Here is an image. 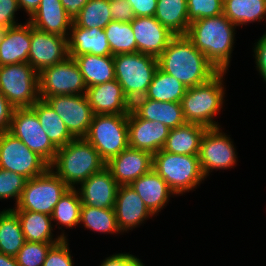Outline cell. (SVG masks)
<instances>
[{
    "instance_id": "obj_26",
    "label": "cell",
    "mask_w": 266,
    "mask_h": 266,
    "mask_svg": "<svg viewBox=\"0 0 266 266\" xmlns=\"http://www.w3.org/2000/svg\"><path fill=\"white\" fill-rule=\"evenodd\" d=\"M130 187L139 195L153 215H157L161 209L165 208L169 198L176 195L167 182L153 169L134 180Z\"/></svg>"
},
{
    "instance_id": "obj_14",
    "label": "cell",
    "mask_w": 266,
    "mask_h": 266,
    "mask_svg": "<svg viewBox=\"0 0 266 266\" xmlns=\"http://www.w3.org/2000/svg\"><path fill=\"white\" fill-rule=\"evenodd\" d=\"M45 100L62 119L74 138L86 136L94 114L85 94L54 95Z\"/></svg>"
},
{
    "instance_id": "obj_7",
    "label": "cell",
    "mask_w": 266,
    "mask_h": 266,
    "mask_svg": "<svg viewBox=\"0 0 266 266\" xmlns=\"http://www.w3.org/2000/svg\"><path fill=\"white\" fill-rule=\"evenodd\" d=\"M107 163L126 150L128 145V115L95 114L84 137Z\"/></svg>"
},
{
    "instance_id": "obj_1",
    "label": "cell",
    "mask_w": 266,
    "mask_h": 266,
    "mask_svg": "<svg viewBox=\"0 0 266 266\" xmlns=\"http://www.w3.org/2000/svg\"><path fill=\"white\" fill-rule=\"evenodd\" d=\"M157 59L158 67L186 88L205 83L219 72L185 35L174 36Z\"/></svg>"
},
{
    "instance_id": "obj_23",
    "label": "cell",
    "mask_w": 266,
    "mask_h": 266,
    "mask_svg": "<svg viewBox=\"0 0 266 266\" xmlns=\"http://www.w3.org/2000/svg\"><path fill=\"white\" fill-rule=\"evenodd\" d=\"M26 22L5 29L0 40V66L28 63L31 24Z\"/></svg>"
},
{
    "instance_id": "obj_50",
    "label": "cell",
    "mask_w": 266,
    "mask_h": 266,
    "mask_svg": "<svg viewBox=\"0 0 266 266\" xmlns=\"http://www.w3.org/2000/svg\"><path fill=\"white\" fill-rule=\"evenodd\" d=\"M41 0H18L20 9H24L29 18L34 14L38 9Z\"/></svg>"
},
{
    "instance_id": "obj_35",
    "label": "cell",
    "mask_w": 266,
    "mask_h": 266,
    "mask_svg": "<svg viewBox=\"0 0 266 266\" xmlns=\"http://www.w3.org/2000/svg\"><path fill=\"white\" fill-rule=\"evenodd\" d=\"M79 224H83L85 229L98 233H122L117 224L114 208H96L81 205Z\"/></svg>"
},
{
    "instance_id": "obj_40",
    "label": "cell",
    "mask_w": 266,
    "mask_h": 266,
    "mask_svg": "<svg viewBox=\"0 0 266 266\" xmlns=\"http://www.w3.org/2000/svg\"><path fill=\"white\" fill-rule=\"evenodd\" d=\"M27 180L18 173L0 168V200L15 199L16 206Z\"/></svg>"
},
{
    "instance_id": "obj_32",
    "label": "cell",
    "mask_w": 266,
    "mask_h": 266,
    "mask_svg": "<svg viewBox=\"0 0 266 266\" xmlns=\"http://www.w3.org/2000/svg\"><path fill=\"white\" fill-rule=\"evenodd\" d=\"M223 14L239 27L251 22H261L266 20V0H224Z\"/></svg>"
},
{
    "instance_id": "obj_48",
    "label": "cell",
    "mask_w": 266,
    "mask_h": 266,
    "mask_svg": "<svg viewBox=\"0 0 266 266\" xmlns=\"http://www.w3.org/2000/svg\"><path fill=\"white\" fill-rule=\"evenodd\" d=\"M14 110L15 108L0 93V132L9 130Z\"/></svg>"
},
{
    "instance_id": "obj_10",
    "label": "cell",
    "mask_w": 266,
    "mask_h": 266,
    "mask_svg": "<svg viewBox=\"0 0 266 266\" xmlns=\"http://www.w3.org/2000/svg\"><path fill=\"white\" fill-rule=\"evenodd\" d=\"M0 168L18 173L28 180L44 174L49 164L10 132H0Z\"/></svg>"
},
{
    "instance_id": "obj_19",
    "label": "cell",
    "mask_w": 266,
    "mask_h": 266,
    "mask_svg": "<svg viewBox=\"0 0 266 266\" xmlns=\"http://www.w3.org/2000/svg\"><path fill=\"white\" fill-rule=\"evenodd\" d=\"M85 95L94 115H128L131 110V102L116 79L88 87Z\"/></svg>"
},
{
    "instance_id": "obj_5",
    "label": "cell",
    "mask_w": 266,
    "mask_h": 266,
    "mask_svg": "<svg viewBox=\"0 0 266 266\" xmlns=\"http://www.w3.org/2000/svg\"><path fill=\"white\" fill-rule=\"evenodd\" d=\"M152 169L176 195L194 190L206 178L198 156L173 154L163 149L153 154Z\"/></svg>"
},
{
    "instance_id": "obj_20",
    "label": "cell",
    "mask_w": 266,
    "mask_h": 266,
    "mask_svg": "<svg viewBox=\"0 0 266 266\" xmlns=\"http://www.w3.org/2000/svg\"><path fill=\"white\" fill-rule=\"evenodd\" d=\"M119 185L105 167L101 172L91 175L80 184L79 192L82 205L96 208H114Z\"/></svg>"
},
{
    "instance_id": "obj_24",
    "label": "cell",
    "mask_w": 266,
    "mask_h": 266,
    "mask_svg": "<svg viewBox=\"0 0 266 266\" xmlns=\"http://www.w3.org/2000/svg\"><path fill=\"white\" fill-rule=\"evenodd\" d=\"M131 110L139 117L163 123L169 129L177 128L186 123L181 103L159 102L140 97L131 103Z\"/></svg>"
},
{
    "instance_id": "obj_31",
    "label": "cell",
    "mask_w": 266,
    "mask_h": 266,
    "mask_svg": "<svg viewBox=\"0 0 266 266\" xmlns=\"http://www.w3.org/2000/svg\"><path fill=\"white\" fill-rule=\"evenodd\" d=\"M154 17L175 36L186 35L190 25L187 0H157Z\"/></svg>"
},
{
    "instance_id": "obj_44",
    "label": "cell",
    "mask_w": 266,
    "mask_h": 266,
    "mask_svg": "<svg viewBox=\"0 0 266 266\" xmlns=\"http://www.w3.org/2000/svg\"><path fill=\"white\" fill-rule=\"evenodd\" d=\"M112 20L120 22H132L135 14L127 0H109Z\"/></svg>"
},
{
    "instance_id": "obj_6",
    "label": "cell",
    "mask_w": 266,
    "mask_h": 266,
    "mask_svg": "<svg viewBox=\"0 0 266 266\" xmlns=\"http://www.w3.org/2000/svg\"><path fill=\"white\" fill-rule=\"evenodd\" d=\"M115 79L132 103L144 97L158 68V59L143 53L113 55Z\"/></svg>"
},
{
    "instance_id": "obj_47",
    "label": "cell",
    "mask_w": 266,
    "mask_h": 266,
    "mask_svg": "<svg viewBox=\"0 0 266 266\" xmlns=\"http://www.w3.org/2000/svg\"><path fill=\"white\" fill-rule=\"evenodd\" d=\"M136 17L154 16L157 0H127Z\"/></svg>"
},
{
    "instance_id": "obj_45",
    "label": "cell",
    "mask_w": 266,
    "mask_h": 266,
    "mask_svg": "<svg viewBox=\"0 0 266 266\" xmlns=\"http://www.w3.org/2000/svg\"><path fill=\"white\" fill-rule=\"evenodd\" d=\"M100 266H145L143 262L130 253H116L105 258Z\"/></svg>"
},
{
    "instance_id": "obj_2",
    "label": "cell",
    "mask_w": 266,
    "mask_h": 266,
    "mask_svg": "<svg viewBox=\"0 0 266 266\" xmlns=\"http://www.w3.org/2000/svg\"><path fill=\"white\" fill-rule=\"evenodd\" d=\"M236 27L221 14L191 22L185 36L218 71H228Z\"/></svg>"
},
{
    "instance_id": "obj_28",
    "label": "cell",
    "mask_w": 266,
    "mask_h": 266,
    "mask_svg": "<svg viewBox=\"0 0 266 266\" xmlns=\"http://www.w3.org/2000/svg\"><path fill=\"white\" fill-rule=\"evenodd\" d=\"M206 129L195 123H185L170 129L162 149L173 154L198 156L201 138Z\"/></svg>"
},
{
    "instance_id": "obj_42",
    "label": "cell",
    "mask_w": 266,
    "mask_h": 266,
    "mask_svg": "<svg viewBox=\"0 0 266 266\" xmlns=\"http://www.w3.org/2000/svg\"><path fill=\"white\" fill-rule=\"evenodd\" d=\"M71 256L68 238L62 239L50 248L43 266H74Z\"/></svg>"
},
{
    "instance_id": "obj_36",
    "label": "cell",
    "mask_w": 266,
    "mask_h": 266,
    "mask_svg": "<svg viewBox=\"0 0 266 266\" xmlns=\"http://www.w3.org/2000/svg\"><path fill=\"white\" fill-rule=\"evenodd\" d=\"M81 198L76 188H69L55 205L51 214L56 225L67 229L76 227L80 222Z\"/></svg>"
},
{
    "instance_id": "obj_16",
    "label": "cell",
    "mask_w": 266,
    "mask_h": 266,
    "mask_svg": "<svg viewBox=\"0 0 266 266\" xmlns=\"http://www.w3.org/2000/svg\"><path fill=\"white\" fill-rule=\"evenodd\" d=\"M169 131L163 123L139 118L132 110L128 113L129 147L153 155L164 147Z\"/></svg>"
},
{
    "instance_id": "obj_27",
    "label": "cell",
    "mask_w": 266,
    "mask_h": 266,
    "mask_svg": "<svg viewBox=\"0 0 266 266\" xmlns=\"http://www.w3.org/2000/svg\"><path fill=\"white\" fill-rule=\"evenodd\" d=\"M20 220L22 232L27 242L58 243L67 239L63 232L53 238V224L50 215L33 211L13 210Z\"/></svg>"
},
{
    "instance_id": "obj_29",
    "label": "cell",
    "mask_w": 266,
    "mask_h": 266,
    "mask_svg": "<svg viewBox=\"0 0 266 266\" xmlns=\"http://www.w3.org/2000/svg\"><path fill=\"white\" fill-rule=\"evenodd\" d=\"M74 59L88 87L96 86L115 79L113 55L98 56L83 54Z\"/></svg>"
},
{
    "instance_id": "obj_39",
    "label": "cell",
    "mask_w": 266,
    "mask_h": 266,
    "mask_svg": "<svg viewBox=\"0 0 266 266\" xmlns=\"http://www.w3.org/2000/svg\"><path fill=\"white\" fill-rule=\"evenodd\" d=\"M56 243L25 242L15 255L19 266H43L50 248Z\"/></svg>"
},
{
    "instance_id": "obj_18",
    "label": "cell",
    "mask_w": 266,
    "mask_h": 266,
    "mask_svg": "<svg viewBox=\"0 0 266 266\" xmlns=\"http://www.w3.org/2000/svg\"><path fill=\"white\" fill-rule=\"evenodd\" d=\"M153 166V155L147 151L128 147L106 163L117 184L130 185Z\"/></svg>"
},
{
    "instance_id": "obj_8",
    "label": "cell",
    "mask_w": 266,
    "mask_h": 266,
    "mask_svg": "<svg viewBox=\"0 0 266 266\" xmlns=\"http://www.w3.org/2000/svg\"><path fill=\"white\" fill-rule=\"evenodd\" d=\"M0 93L14 108H30L39 97V73L29 63L0 66Z\"/></svg>"
},
{
    "instance_id": "obj_3",
    "label": "cell",
    "mask_w": 266,
    "mask_h": 266,
    "mask_svg": "<svg viewBox=\"0 0 266 266\" xmlns=\"http://www.w3.org/2000/svg\"><path fill=\"white\" fill-rule=\"evenodd\" d=\"M105 167L106 162L85 138H75L58 148L54 161L49 165L69 188H76Z\"/></svg>"
},
{
    "instance_id": "obj_22",
    "label": "cell",
    "mask_w": 266,
    "mask_h": 266,
    "mask_svg": "<svg viewBox=\"0 0 266 266\" xmlns=\"http://www.w3.org/2000/svg\"><path fill=\"white\" fill-rule=\"evenodd\" d=\"M68 36L69 57L83 54L111 56V49L104 29L79 27L72 22Z\"/></svg>"
},
{
    "instance_id": "obj_9",
    "label": "cell",
    "mask_w": 266,
    "mask_h": 266,
    "mask_svg": "<svg viewBox=\"0 0 266 266\" xmlns=\"http://www.w3.org/2000/svg\"><path fill=\"white\" fill-rule=\"evenodd\" d=\"M69 187L49 168L44 174L27 180L20 199L12 210L52 214L55 205Z\"/></svg>"
},
{
    "instance_id": "obj_33",
    "label": "cell",
    "mask_w": 266,
    "mask_h": 266,
    "mask_svg": "<svg viewBox=\"0 0 266 266\" xmlns=\"http://www.w3.org/2000/svg\"><path fill=\"white\" fill-rule=\"evenodd\" d=\"M25 242L17 214L12 208L0 211V253L15 257Z\"/></svg>"
},
{
    "instance_id": "obj_30",
    "label": "cell",
    "mask_w": 266,
    "mask_h": 266,
    "mask_svg": "<svg viewBox=\"0 0 266 266\" xmlns=\"http://www.w3.org/2000/svg\"><path fill=\"white\" fill-rule=\"evenodd\" d=\"M30 108L36 113L43 131L57 148L63 147L75 139L46 100L40 98Z\"/></svg>"
},
{
    "instance_id": "obj_13",
    "label": "cell",
    "mask_w": 266,
    "mask_h": 266,
    "mask_svg": "<svg viewBox=\"0 0 266 266\" xmlns=\"http://www.w3.org/2000/svg\"><path fill=\"white\" fill-rule=\"evenodd\" d=\"M220 129L207 128L201 138L198 159L205 177L213 169L232 168L238 159L232 139Z\"/></svg>"
},
{
    "instance_id": "obj_17",
    "label": "cell",
    "mask_w": 266,
    "mask_h": 266,
    "mask_svg": "<svg viewBox=\"0 0 266 266\" xmlns=\"http://www.w3.org/2000/svg\"><path fill=\"white\" fill-rule=\"evenodd\" d=\"M136 40V52L158 58L175 36L154 16L135 17L130 22Z\"/></svg>"
},
{
    "instance_id": "obj_43",
    "label": "cell",
    "mask_w": 266,
    "mask_h": 266,
    "mask_svg": "<svg viewBox=\"0 0 266 266\" xmlns=\"http://www.w3.org/2000/svg\"><path fill=\"white\" fill-rule=\"evenodd\" d=\"M19 9L18 0H0V27L8 29L19 25L17 19L15 20Z\"/></svg>"
},
{
    "instance_id": "obj_41",
    "label": "cell",
    "mask_w": 266,
    "mask_h": 266,
    "mask_svg": "<svg viewBox=\"0 0 266 266\" xmlns=\"http://www.w3.org/2000/svg\"><path fill=\"white\" fill-rule=\"evenodd\" d=\"M224 0H187L189 22L223 14Z\"/></svg>"
},
{
    "instance_id": "obj_46",
    "label": "cell",
    "mask_w": 266,
    "mask_h": 266,
    "mask_svg": "<svg viewBox=\"0 0 266 266\" xmlns=\"http://www.w3.org/2000/svg\"><path fill=\"white\" fill-rule=\"evenodd\" d=\"M253 47L256 70L266 82V32L260 37Z\"/></svg>"
},
{
    "instance_id": "obj_15",
    "label": "cell",
    "mask_w": 266,
    "mask_h": 266,
    "mask_svg": "<svg viewBox=\"0 0 266 266\" xmlns=\"http://www.w3.org/2000/svg\"><path fill=\"white\" fill-rule=\"evenodd\" d=\"M69 57L68 39L40 31L31 25L28 63L39 73Z\"/></svg>"
},
{
    "instance_id": "obj_12",
    "label": "cell",
    "mask_w": 266,
    "mask_h": 266,
    "mask_svg": "<svg viewBox=\"0 0 266 266\" xmlns=\"http://www.w3.org/2000/svg\"><path fill=\"white\" fill-rule=\"evenodd\" d=\"M8 132L49 165L54 161L58 148L43 131L39 118L31 108H15Z\"/></svg>"
},
{
    "instance_id": "obj_4",
    "label": "cell",
    "mask_w": 266,
    "mask_h": 266,
    "mask_svg": "<svg viewBox=\"0 0 266 266\" xmlns=\"http://www.w3.org/2000/svg\"><path fill=\"white\" fill-rule=\"evenodd\" d=\"M226 73L219 71L207 82L187 88L180 102L186 123L200 124L206 128L220 127L213 119L225 101L226 88L223 83Z\"/></svg>"
},
{
    "instance_id": "obj_11",
    "label": "cell",
    "mask_w": 266,
    "mask_h": 266,
    "mask_svg": "<svg viewBox=\"0 0 266 266\" xmlns=\"http://www.w3.org/2000/svg\"><path fill=\"white\" fill-rule=\"evenodd\" d=\"M87 86L73 58L47 67L39 72V97L54 95H83Z\"/></svg>"
},
{
    "instance_id": "obj_37",
    "label": "cell",
    "mask_w": 266,
    "mask_h": 266,
    "mask_svg": "<svg viewBox=\"0 0 266 266\" xmlns=\"http://www.w3.org/2000/svg\"><path fill=\"white\" fill-rule=\"evenodd\" d=\"M112 55L136 52V40L130 22L112 20L104 28Z\"/></svg>"
},
{
    "instance_id": "obj_52",
    "label": "cell",
    "mask_w": 266,
    "mask_h": 266,
    "mask_svg": "<svg viewBox=\"0 0 266 266\" xmlns=\"http://www.w3.org/2000/svg\"><path fill=\"white\" fill-rule=\"evenodd\" d=\"M4 31H5V29L2 28V27H0V40H1V37H2V35H3V33H4Z\"/></svg>"
},
{
    "instance_id": "obj_34",
    "label": "cell",
    "mask_w": 266,
    "mask_h": 266,
    "mask_svg": "<svg viewBox=\"0 0 266 266\" xmlns=\"http://www.w3.org/2000/svg\"><path fill=\"white\" fill-rule=\"evenodd\" d=\"M187 88L175 77L157 68L144 98L159 102H181Z\"/></svg>"
},
{
    "instance_id": "obj_25",
    "label": "cell",
    "mask_w": 266,
    "mask_h": 266,
    "mask_svg": "<svg viewBox=\"0 0 266 266\" xmlns=\"http://www.w3.org/2000/svg\"><path fill=\"white\" fill-rule=\"evenodd\" d=\"M26 20L40 31L67 38L73 22L60 0H41L38 9Z\"/></svg>"
},
{
    "instance_id": "obj_38",
    "label": "cell",
    "mask_w": 266,
    "mask_h": 266,
    "mask_svg": "<svg viewBox=\"0 0 266 266\" xmlns=\"http://www.w3.org/2000/svg\"><path fill=\"white\" fill-rule=\"evenodd\" d=\"M112 21L109 0H89L73 23L86 29L102 28Z\"/></svg>"
},
{
    "instance_id": "obj_51",
    "label": "cell",
    "mask_w": 266,
    "mask_h": 266,
    "mask_svg": "<svg viewBox=\"0 0 266 266\" xmlns=\"http://www.w3.org/2000/svg\"><path fill=\"white\" fill-rule=\"evenodd\" d=\"M0 266H19L14 256L0 253Z\"/></svg>"
},
{
    "instance_id": "obj_49",
    "label": "cell",
    "mask_w": 266,
    "mask_h": 266,
    "mask_svg": "<svg viewBox=\"0 0 266 266\" xmlns=\"http://www.w3.org/2000/svg\"><path fill=\"white\" fill-rule=\"evenodd\" d=\"M63 8L66 10L67 16L74 21L79 15L80 10L89 0H60Z\"/></svg>"
},
{
    "instance_id": "obj_21",
    "label": "cell",
    "mask_w": 266,
    "mask_h": 266,
    "mask_svg": "<svg viewBox=\"0 0 266 266\" xmlns=\"http://www.w3.org/2000/svg\"><path fill=\"white\" fill-rule=\"evenodd\" d=\"M114 211L122 233L140 226L144 220L154 216L130 185L119 186Z\"/></svg>"
}]
</instances>
